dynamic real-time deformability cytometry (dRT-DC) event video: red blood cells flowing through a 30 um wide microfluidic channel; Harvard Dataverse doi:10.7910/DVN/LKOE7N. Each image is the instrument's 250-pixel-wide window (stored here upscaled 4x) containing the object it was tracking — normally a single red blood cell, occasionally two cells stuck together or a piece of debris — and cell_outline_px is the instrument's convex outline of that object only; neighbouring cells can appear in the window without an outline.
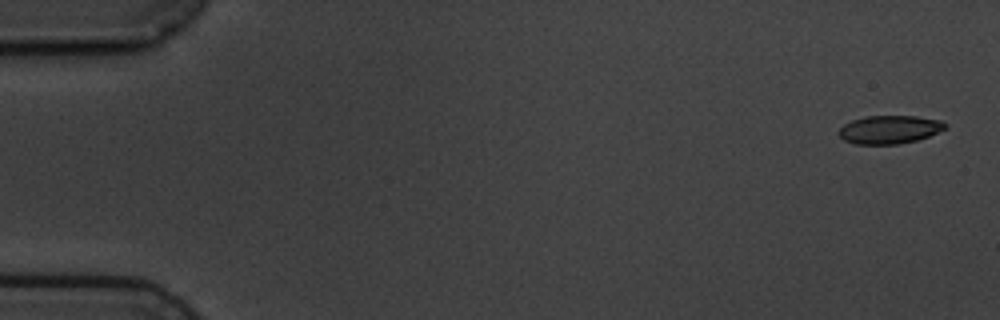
{"species": "common noctule bat (a hibernating species)", "species_latin": "Nyctalus noctula", "temperature_condition": "cold", "stored_images_in_passage": 6, "segment_of_instrument_passage": [1, 2], "camera_frame_rate_fps": 3000, "um_per_image_px": 0.085, "animal": {"sex": "male", "body_mass_g": 19.5, "forearm_length_mm": 54.6}, "frame": {"image": 1, "passage_image": 1, "time_ms": 0.0, "image_size_px": [1000, 320], "cell_outline_px": [[948, 124], [944, 128], [928, 136], [916, 140], [900, 144], [856, 144], [844, 140], [836, 132], [844, 124], [852, 120], [868, 116], [916, 116], [940, 120]], "centroid_in_image_um": [75.57, 11.01], "position_along_channel_um": 9.4, "area_um2": 17.4}}
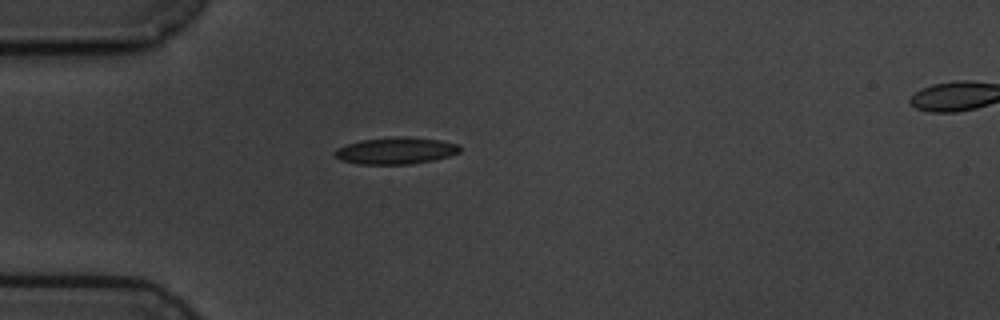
{"frame": {"image": 2, "passage_image": 5, "time_ms": 4.667, "image_size_px": [1000, 320], "cell_outline_px": [[460, 152], [448, 156], [432, 160], [412, 164], [356, 164], [340, 160], [332, 152], [336, 148], [360, 140], [392, 136], [408, 136], [440, 140], [460, 144]], "centroid_in_image_um": [33.63, 12.8], "position_along_channel_um": 51.4, "area_um2": 19.77}}